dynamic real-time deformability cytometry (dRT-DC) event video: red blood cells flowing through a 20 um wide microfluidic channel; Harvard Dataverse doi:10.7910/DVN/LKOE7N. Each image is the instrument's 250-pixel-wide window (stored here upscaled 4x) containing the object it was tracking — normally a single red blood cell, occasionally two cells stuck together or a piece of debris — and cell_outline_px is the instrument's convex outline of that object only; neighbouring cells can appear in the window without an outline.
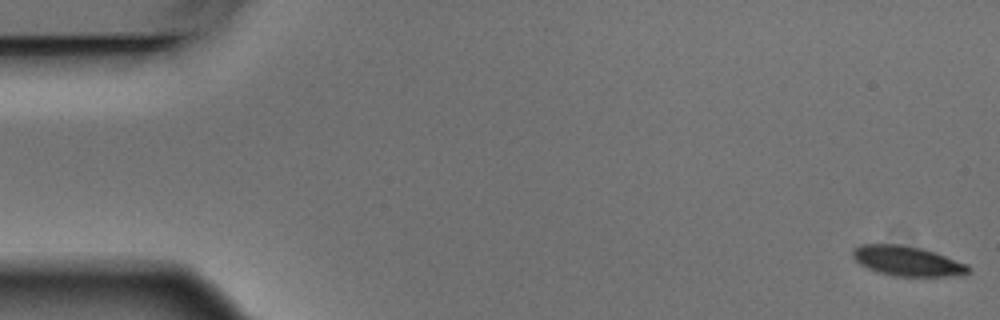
{"species": "Egyptian fruit bat (a non-hibernating species)", "species_latin": "Rousettus aegyptiacus", "temperature_condition": "warm", "stored_images_in_passage": 7, "camera_frame_rate_fps": 3000, "um_per_image_px": 0.085, "animal": {"sex": "male"}, "frame": {"image": 1, "passage_image": 1, "time_ms": 0.0, "image_size_px": [1000, 320], "cell_outline_px": [[968, 272], [948, 276], [892, 276], [876, 272], [860, 264], [852, 256], [852, 248], [860, 244], [900, 244], [920, 248], [968, 264]], "centroid_in_image_um": [77.02, 22.18], "position_along_channel_um": 8.0, "area_um2": 19.88}}
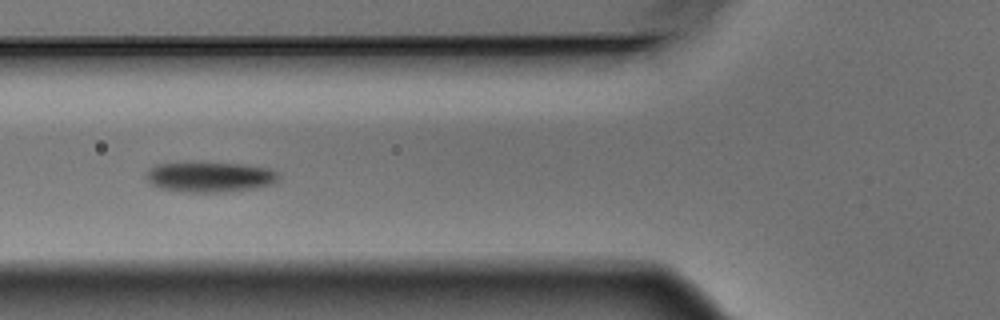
{"frame": {"image": 2, "passage_image": 6, "time_ms": 1.667, "image_size_px": [1000, 320], "cell_outline_px": [[280, 176], [276, 184], [256, 188], [224, 192], [184, 192], [160, 188], [152, 184], [144, 176], [148, 168], [156, 164], [184, 160], [196, 160], [244, 164], [268, 168], [276, 172]], "centroid_in_image_um": [17.8, 14.99], "position_along_channel_um": 108.0, "area_um2": 24.57}}
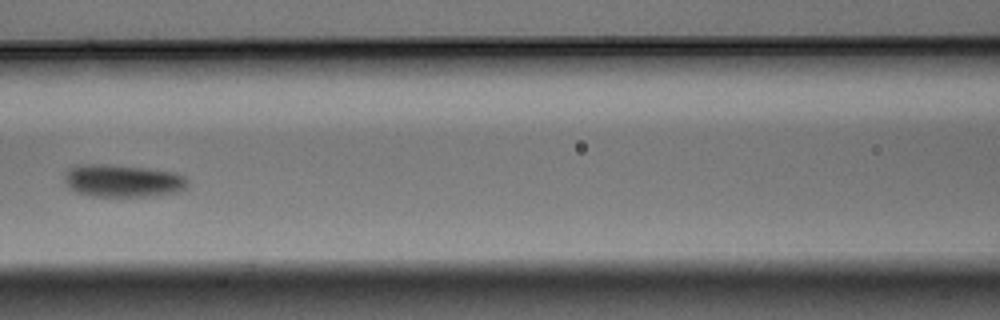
{"frame": {"image": 3, "passage_image": 7, "time_ms": 2.0, "image_size_px": [1000, 320], "cell_outline_px": [[188, 184], [180, 192], [148, 196], [92, 196], [76, 192], [68, 188], [64, 180], [64, 176], [68, 168], [76, 164], [104, 164], [148, 168], [172, 172], [184, 176], [188, 180]], "centroid_in_image_um": [10.39, 15.36], "position_along_channel_um": 156.2, "area_um2": 23.52}}